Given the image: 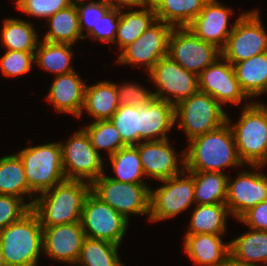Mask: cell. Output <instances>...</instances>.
I'll list each match as a JSON object with an SVG mask.
<instances>
[{"label":"cell","mask_w":267,"mask_h":266,"mask_svg":"<svg viewBox=\"0 0 267 266\" xmlns=\"http://www.w3.org/2000/svg\"><path fill=\"white\" fill-rule=\"evenodd\" d=\"M267 51V33L257 10L243 13L237 18L221 57L234 65Z\"/></svg>","instance_id":"9c48e42d"},{"label":"cell","mask_w":267,"mask_h":266,"mask_svg":"<svg viewBox=\"0 0 267 266\" xmlns=\"http://www.w3.org/2000/svg\"><path fill=\"white\" fill-rule=\"evenodd\" d=\"M25 171L29 188L42 193L65 180L61 143L24 148L17 153Z\"/></svg>","instance_id":"5b68a950"},{"label":"cell","mask_w":267,"mask_h":266,"mask_svg":"<svg viewBox=\"0 0 267 266\" xmlns=\"http://www.w3.org/2000/svg\"><path fill=\"white\" fill-rule=\"evenodd\" d=\"M267 200V175L243 171L230 182L225 204L231 215L240 219L248 210Z\"/></svg>","instance_id":"2e32d148"},{"label":"cell","mask_w":267,"mask_h":266,"mask_svg":"<svg viewBox=\"0 0 267 266\" xmlns=\"http://www.w3.org/2000/svg\"><path fill=\"white\" fill-rule=\"evenodd\" d=\"M35 50V63L49 72L62 75L73 70L71 66L72 44L52 43L47 41L39 42Z\"/></svg>","instance_id":"d6a6232c"},{"label":"cell","mask_w":267,"mask_h":266,"mask_svg":"<svg viewBox=\"0 0 267 266\" xmlns=\"http://www.w3.org/2000/svg\"><path fill=\"white\" fill-rule=\"evenodd\" d=\"M50 27L43 40L52 43L74 44L78 39H84L79 25L78 11L73 2L67 8L57 11L47 19Z\"/></svg>","instance_id":"d4e9b609"},{"label":"cell","mask_w":267,"mask_h":266,"mask_svg":"<svg viewBox=\"0 0 267 266\" xmlns=\"http://www.w3.org/2000/svg\"><path fill=\"white\" fill-rule=\"evenodd\" d=\"M229 214L225 203L196 204L187 234H225Z\"/></svg>","instance_id":"83f0119b"},{"label":"cell","mask_w":267,"mask_h":266,"mask_svg":"<svg viewBox=\"0 0 267 266\" xmlns=\"http://www.w3.org/2000/svg\"><path fill=\"white\" fill-rule=\"evenodd\" d=\"M85 237L81 222L43 227V250L52 259L76 264Z\"/></svg>","instance_id":"e0dca14e"},{"label":"cell","mask_w":267,"mask_h":266,"mask_svg":"<svg viewBox=\"0 0 267 266\" xmlns=\"http://www.w3.org/2000/svg\"><path fill=\"white\" fill-rule=\"evenodd\" d=\"M127 220L123 215L102 202L91 191L87 195L81 214L85 236L121 245L126 233Z\"/></svg>","instance_id":"8fae6325"},{"label":"cell","mask_w":267,"mask_h":266,"mask_svg":"<svg viewBox=\"0 0 267 266\" xmlns=\"http://www.w3.org/2000/svg\"><path fill=\"white\" fill-rule=\"evenodd\" d=\"M149 75L158 87L154 98L167 101L173 106L199 91L198 75L185 70L168 55L155 63Z\"/></svg>","instance_id":"7c38bea8"},{"label":"cell","mask_w":267,"mask_h":266,"mask_svg":"<svg viewBox=\"0 0 267 266\" xmlns=\"http://www.w3.org/2000/svg\"><path fill=\"white\" fill-rule=\"evenodd\" d=\"M116 91L119 105L141 106L148 104L154 98V93L150 90L134 83L130 84V82L120 86L116 85Z\"/></svg>","instance_id":"7bdbcfd3"},{"label":"cell","mask_w":267,"mask_h":266,"mask_svg":"<svg viewBox=\"0 0 267 266\" xmlns=\"http://www.w3.org/2000/svg\"><path fill=\"white\" fill-rule=\"evenodd\" d=\"M91 184L83 180L65 179L31 201L42 227L81 222L84 201Z\"/></svg>","instance_id":"6da1fadb"},{"label":"cell","mask_w":267,"mask_h":266,"mask_svg":"<svg viewBox=\"0 0 267 266\" xmlns=\"http://www.w3.org/2000/svg\"><path fill=\"white\" fill-rule=\"evenodd\" d=\"M29 0H16V6L20 9Z\"/></svg>","instance_id":"c3c4849f"},{"label":"cell","mask_w":267,"mask_h":266,"mask_svg":"<svg viewBox=\"0 0 267 266\" xmlns=\"http://www.w3.org/2000/svg\"><path fill=\"white\" fill-rule=\"evenodd\" d=\"M118 248L117 244L85 237L76 264L79 266H124L120 262Z\"/></svg>","instance_id":"e575fe53"},{"label":"cell","mask_w":267,"mask_h":266,"mask_svg":"<svg viewBox=\"0 0 267 266\" xmlns=\"http://www.w3.org/2000/svg\"><path fill=\"white\" fill-rule=\"evenodd\" d=\"M0 194L21 198L23 195L33 199V191L29 188L23 164L17 154L0 158Z\"/></svg>","instance_id":"f546056e"},{"label":"cell","mask_w":267,"mask_h":266,"mask_svg":"<svg viewBox=\"0 0 267 266\" xmlns=\"http://www.w3.org/2000/svg\"><path fill=\"white\" fill-rule=\"evenodd\" d=\"M177 118H180L178 127L185 131L188 141L227 122L222 105L211 95L200 91L175 106V122Z\"/></svg>","instance_id":"8992f818"},{"label":"cell","mask_w":267,"mask_h":266,"mask_svg":"<svg viewBox=\"0 0 267 266\" xmlns=\"http://www.w3.org/2000/svg\"><path fill=\"white\" fill-rule=\"evenodd\" d=\"M173 27L161 20H156L133 43L120 53L119 64H142L148 72L156 62L168 55V40Z\"/></svg>","instance_id":"5bb4252c"},{"label":"cell","mask_w":267,"mask_h":266,"mask_svg":"<svg viewBox=\"0 0 267 266\" xmlns=\"http://www.w3.org/2000/svg\"><path fill=\"white\" fill-rule=\"evenodd\" d=\"M250 230L230 242V254L240 262L260 266L257 263H267V231Z\"/></svg>","instance_id":"4dcf8cb0"},{"label":"cell","mask_w":267,"mask_h":266,"mask_svg":"<svg viewBox=\"0 0 267 266\" xmlns=\"http://www.w3.org/2000/svg\"><path fill=\"white\" fill-rule=\"evenodd\" d=\"M168 56L185 70L199 75L221 57V49L201 40L188 27L173 28L168 40Z\"/></svg>","instance_id":"30bf717a"},{"label":"cell","mask_w":267,"mask_h":266,"mask_svg":"<svg viewBox=\"0 0 267 266\" xmlns=\"http://www.w3.org/2000/svg\"><path fill=\"white\" fill-rule=\"evenodd\" d=\"M239 221L253 230L267 231V200L248 210Z\"/></svg>","instance_id":"ee69618b"},{"label":"cell","mask_w":267,"mask_h":266,"mask_svg":"<svg viewBox=\"0 0 267 266\" xmlns=\"http://www.w3.org/2000/svg\"><path fill=\"white\" fill-rule=\"evenodd\" d=\"M32 25L21 19H5L0 36L4 47L11 51L35 52L39 41Z\"/></svg>","instance_id":"1f68e13d"},{"label":"cell","mask_w":267,"mask_h":266,"mask_svg":"<svg viewBox=\"0 0 267 266\" xmlns=\"http://www.w3.org/2000/svg\"><path fill=\"white\" fill-rule=\"evenodd\" d=\"M31 207V202L25 204L21 198L0 194V230L18 221Z\"/></svg>","instance_id":"ab89813d"},{"label":"cell","mask_w":267,"mask_h":266,"mask_svg":"<svg viewBox=\"0 0 267 266\" xmlns=\"http://www.w3.org/2000/svg\"><path fill=\"white\" fill-rule=\"evenodd\" d=\"M175 123V106L153 98L148 104L139 106V143L168 139L166 133Z\"/></svg>","instance_id":"ffe728a7"},{"label":"cell","mask_w":267,"mask_h":266,"mask_svg":"<svg viewBox=\"0 0 267 266\" xmlns=\"http://www.w3.org/2000/svg\"><path fill=\"white\" fill-rule=\"evenodd\" d=\"M234 13L217 0H208L200 14L188 28L201 40L210 42L222 49L233 31L234 24L228 28L229 16Z\"/></svg>","instance_id":"ac0fdd59"},{"label":"cell","mask_w":267,"mask_h":266,"mask_svg":"<svg viewBox=\"0 0 267 266\" xmlns=\"http://www.w3.org/2000/svg\"><path fill=\"white\" fill-rule=\"evenodd\" d=\"M0 266H6V264L4 262L1 246H0Z\"/></svg>","instance_id":"681fc988"},{"label":"cell","mask_w":267,"mask_h":266,"mask_svg":"<svg viewBox=\"0 0 267 266\" xmlns=\"http://www.w3.org/2000/svg\"><path fill=\"white\" fill-rule=\"evenodd\" d=\"M110 121L126 145L139 144V106L120 105Z\"/></svg>","instance_id":"8d00e7d4"},{"label":"cell","mask_w":267,"mask_h":266,"mask_svg":"<svg viewBox=\"0 0 267 266\" xmlns=\"http://www.w3.org/2000/svg\"><path fill=\"white\" fill-rule=\"evenodd\" d=\"M35 62V52L11 51L0 58V67L4 75L9 77L28 73Z\"/></svg>","instance_id":"74e56055"},{"label":"cell","mask_w":267,"mask_h":266,"mask_svg":"<svg viewBox=\"0 0 267 266\" xmlns=\"http://www.w3.org/2000/svg\"><path fill=\"white\" fill-rule=\"evenodd\" d=\"M260 265L263 266L261 263ZM219 266H255V265L240 262L232 254H229Z\"/></svg>","instance_id":"bcb514c9"},{"label":"cell","mask_w":267,"mask_h":266,"mask_svg":"<svg viewBox=\"0 0 267 266\" xmlns=\"http://www.w3.org/2000/svg\"><path fill=\"white\" fill-rule=\"evenodd\" d=\"M108 2L111 7L118 8V9H123L125 6L128 8H131V6H140L142 7V4L138 0H105Z\"/></svg>","instance_id":"f6af8a7d"},{"label":"cell","mask_w":267,"mask_h":266,"mask_svg":"<svg viewBox=\"0 0 267 266\" xmlns=\"http://www.w3.org/2000/svg\"><path fill=\"white\" fill-rule=\"evenodd\" d=\"M61 148L66 179H86L91 184L104 174L102 157L92 146L83 128L72 135L65 145L61 143Z\"/></svg>","instance_id":"4fadbf2b"},{"label":"cell","mask_w":267,"mask_h":266,"mask_svg":"<svg viewBox=\"0 0 267 266\" xmlns=\"http://www.w3.org/2000/svg\"><path fill=\"white\" fill-rule=\"evenodd\" d=\"M120 21V9L111 7L97 23L96 27H93L88 35L84 36L87 38L99 39L102 42L114 43L117 34V28Z\"/></svg>","instance_id":"60d3db41"},{"label":"cell","mask_w":267,"mask_h":266,"mask_svg":"<svg viewBox=\"0 0 267 266\" xmlns=\"http://www.w3.org/2000/svg\"><path fill=\"white\" fill-rule=\"evenodd\" d=\"M0 246L6 266L37 264L43 251V227L30 209L18 221L0 230Z\"/></svg>","instance_id":"3957f363"},{"label":"cell","mask_w":267,"mask_h":266,"mask_svg":"<svg viewBox=\"0 0 267 266\" xmlns=\"http://www.w3.org/2000/svg\"><path fill=\"white\" fill-rule=\"evenodd\" d=\"M237 124L230 125L238 155L253 169L267 164V106L250 102Z\"/></svg>","instance_id":"277c9868"},{"label":"cell","mask_w":267,"mask_h":266,"mask_svg":"<svg viewBox=\"0 0 267 266\" xmlns=\"http://www.w3.org/2000/svg\"><path fill=\"white\" fill-rule=\"evenodd\" d=\"M116 84L101 81L85 88L83 109L97 120L110 119L119 107Z\"/></svg>","instance_id":"cb8c5ba5"},{"label":"cell","mask_w":267,"mask_h":266,"mask_svg":"<svg viewBox=\"0 0 267 266\" xmlns=\"http://www.w3.org/2000/svg\"><path fill=\"white\" fill-rule=\"evenodd\" d=\"M230 119L219 128L192 138L188 151L185 152V169L187 171L223 172V168L243 166L238 151Z\"/></svg>","instance_id":"7a4b0ae2"},{"label":"cell","mask_w":267,"mask_h":266,"mask_svg":"<svg viewBox=\"0 0 267 266\" xmlns=\"http://www.w3.org/2000/svg\"><path fill=\"white\" fill-rule=\"evenodd\" d=\"M135 146L138 148L143 172L146 176L161 181L180 174L177 161L179 159L168 139L145 141Z\"/></svg>","instance_id":"d6986e66"},{"label":"cell","mask_w":267,"mask_h":266,"mask_svg":"<svg viewBox=\"0 0 267 266\" xmlns=\"http://www.w3.org/2000/svg\"><path fill=\"white\" fill-rule=\"evenodd\" d=\"M116 177H109L118 182L144 183L145 174L140 160L138 148L127 145L109 156Z\"/></svg>","instance_id":"836d02e7"},{"label":"cell","mask_w":267,"mask_h":266,"mask_svg":"<svg viewBox=\"0 0 267 266\" xmlns=\"http://www.w3.org/2000/svg\"><path fill=\"white\" fill-rule=\"evenodd\" d=\"M142 8L127 13H122V9H120V21L114 43H117L121 51L140 37L157 20L154 7L143 6Z\"/></svg>","instance_id":"f1b7e54d"},{"label":"cell","mask_w":267,"mask_h":266,"mask_svg":"<svg viewBox=\"0 0 267 266\" xmlns=\"http://www.w3.org/2000/svg\"><path fill=\"white\" fill-rule=\"evenodd\" d=\"M150 190L146 183H125L102 174L91 183V192L129 220V214L150 215Z\"/></svg>","instance_id":"52a82bcc"},{"label":"cell","mask_w":267,"mask_h":266,"mask_svg":"<svg viewBox=\"0 0 267 266\" xmlns=\"http://www.w3.org/2000/svg\"><path fill=\"white\" fill-rule=\"evenodd\" d=\"M143 6L155 7L160 0H138Z\"/></svg>","instance_id":"7dc6e473"},{"label":"cell","mask_w":267,"mask_h":266,"mask_svg":"<svg viewBox=\"0 0 267 266\" xmlns=\"http://www.w3.org/2000/svg\"><path fill=\"white\" fill-rule=\"evenodd\" d=\"M208 0H160L154 7L156 18L173 28L188 27Z\"/></svg>","instance_id":"484cf974"},{"label":"cell","mask_w":267,"mask_h":266,"mask_svg":"<svg viewBox=\"0 0 267 266\" xmlns=\"http://www.w3.org/2000/svg\"><path fill=\"white\" fill-rule=\"evenodd\" d=\"M74 0H29L20 10L30 16L48 19L57 11L67 8Z\"/></svg>","instance_id":"b9f144b4"},{"label":"cell","mask_w":267,"mask_h":266,"mask_svg":"<svg viewBox=\"0 0 267 266\" xmlns=\"http://www.w3.org/2000/svg\"><path fill=\"white\" fill-rule=\"evenodd\" d=\"M86 0H74L78 16L81 33L86 29L87 34L93 27L97 26L102 16L111 8L105 0L92 1L85 5Z\"/></svg>","instance_id":"f35d334b"},{"label":"cell","mask_w":267,"mask_h":266,"mask_svg":"<svg viewBox=\"0 0 267 266\" xmlns=\"http://www.w3.org/2000/svg\"><path fill=\"white\" fill-rule=\"evenodd\" d=\"M88 134L91 144L98 154L101 149H106L109 156L127 145L123 142L120 133L114 124L107 120H95L88 127L83 128Z\"/></svg>","instance_id":"d590c367"},{"label":"cell","mask_w":267,"mask_h":266,"mask_svg":"<svg viewBox=\"0 0 267 266\" xmlns=\"http://www.w3.org/2000/svg\"><path fill=\"white\" fill-rule=\"evenodd\" d=\"M221 238L215 234H186L184 248L194 264L219 266L230 254V243L222 242Z\"/></svg>","instance_id":"7402d4cb"},{"label":"cell","mask_w":267,"mask_h":266,"mask_svg":"<svg viewBox=\"0 0 267 266\" xmlns=\"http://www.w3.org/2000/svg\"><path fill=\"white\" fill-rule=\"evenodd\" d=\"M86 84L75 71L56 75L47 95L58 112L81 117Z\"/></svg>","instance_id":"44dd1931"},{"label":"cell","mask_w":267,"mask_h":266,"mask_svg":"<svg viewBox=\"0 0 267 266\" xmlns=\"http://www.w3.org/2000/svg\"><path fill=\"white\" fill-rule=\"evenodd\" d=\"M237 80L247 97L267 92V51L233 65Z\"/></svg>","instance_id":"603a6c76"},{"label":"cell","mask_w":267,"mask_h":266,"mask_svg":"<svg viewBox=\"0 0 267 266\" xmlns=\"http://www.w3.org/2000/svg\"><path fill=\"white\" fill-rule=\"evenodd\" d=\"M181 154L182 162L180 163L183 164L181 173L169 179L161 180L164 182L163 186L155 191L150 190L149 220L151 222L177 216L195 202L194 178L189 171H187L189 176L185 175V151ZM181 175L186 177L182 179L180 178Z\"/></svg>","instance_id":"ba28073f"},{"label":"cell","mask_w":267,"mask_h":266,"mask_svg":"<svg viewBox=\"0 0 267 266\" xmlns=\"http://www.w3.org/2000/svg\"><path fill=\"white\" fill-rule=\"evenodd\" d=\"M194 178L196 204H220L227 198L228 176L223 172L189 171Z\"/></svg>","instance_id":"4316f807"},{"label":"cell","mask_w":267,"mask_h":266,"mask_svg":"<svg viewBox=\"0 0 267 266\" xmlns=\"http://www.w3.org/2000/svg\"><path fill=\"white\" fill-rule=\"evenodd\" d=\"M219 59L198 75L199 91L211 95L221 105L238 104L248 97L241 89L233 65L222 57Z\"/></svg>","instance_id":"9a60e30c"}]
</instances>
